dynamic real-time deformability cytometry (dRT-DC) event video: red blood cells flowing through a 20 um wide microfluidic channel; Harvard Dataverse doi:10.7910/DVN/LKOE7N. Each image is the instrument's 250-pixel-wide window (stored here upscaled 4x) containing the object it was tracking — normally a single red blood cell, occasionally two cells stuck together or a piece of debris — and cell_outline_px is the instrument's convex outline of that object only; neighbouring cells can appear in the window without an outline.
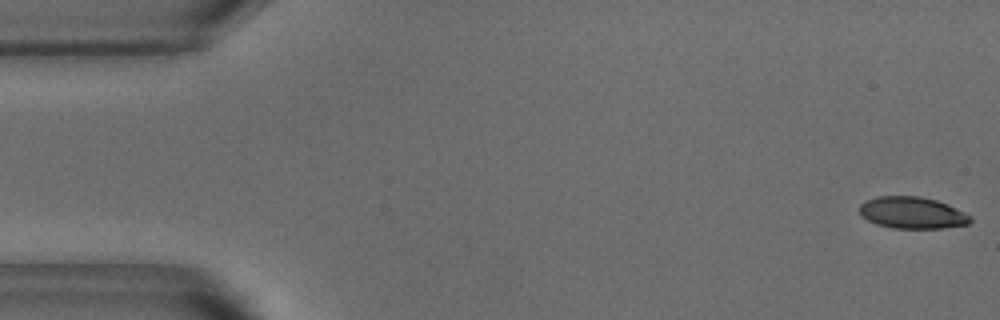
{"species": "common noctule bat (a hibernating species)", "species_latin": "Nyctalus noctula", "temperature_condition": "warm", "stored_images_in_passage": 52, "camera_frame_rate_fps": 3000, "um_per_image_px": 0.085, "animal": {"sex": "male", "body_mass_g": 18.8}, "frame": {"image": 1, "passage_image": 1, "time_ms": 0.0, "image_size_px": [1000, 320], "cell_outline_px": [[972, 220], [968, 224], [940, 228], [892, 228], [876, 224], [868, 220], [860, 212], [860, 204], [864, 200], [876, 196], [920, 196], [936, 200], [948, 204], [972, 216]], "centroid_in_image_um": [77.54, 18.07], "position_along_channel_um": 7.5, "area_um2": 20.52}}
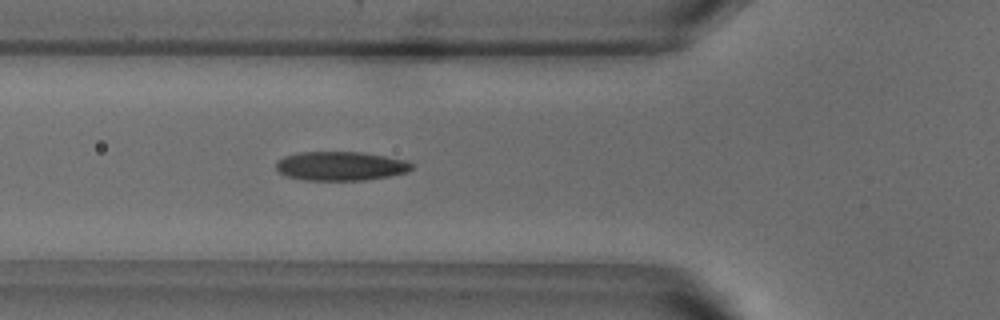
{"frame": {"image": 2, "passage_image": 18, "time_ms": 5.667, "image_size_px": [1000, 320], "cell_outline_px": [[412, 168], [408, 172], [388, 176], [364, 180], [304, 180], [288, 176], [280, 172], [276, 168], [276, 160], [284, 156], [300, 152], [360, 152], [408, 160], [412, 164]], "centroid_in_image_um": [28.95, 14.11], "position_along_channel_um": 96.9, "area_um2": 22.89}}
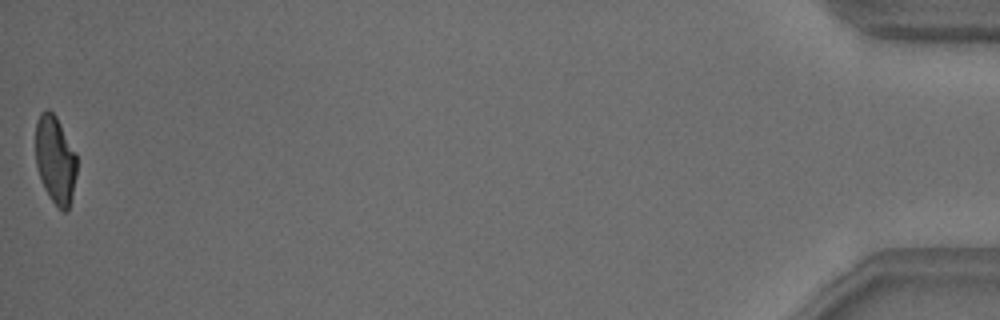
{"frame": {"image": 3, "passage_image": 52, "time_ms": 17.0, "image_size_px": [1000, 320], "cell_outline_px": [[76, 176], [72, 196], [68, 212], [64, 212], [52, 200], [44, 188], [36, 164], [36, 120], [40, 112], [44, 108], [48, 108], [56, 116], [76, 152]], "centroid_in_image_um": [4.7, 13.54], "position_along_channel_um": 430.5, "area_um2": 21.15}, "authors_computed_cell_mechanics": {"area_um2": 22.6865, "velocity_mm_per_s": 3.8295, "shape_relaxation_time_tau1_ms": 6.913, "shape_relaxation_time_tau2_ms": 1.403, "deformation_change_tau1": 0.2155, "deformation_change_tau2": 0.0742}}